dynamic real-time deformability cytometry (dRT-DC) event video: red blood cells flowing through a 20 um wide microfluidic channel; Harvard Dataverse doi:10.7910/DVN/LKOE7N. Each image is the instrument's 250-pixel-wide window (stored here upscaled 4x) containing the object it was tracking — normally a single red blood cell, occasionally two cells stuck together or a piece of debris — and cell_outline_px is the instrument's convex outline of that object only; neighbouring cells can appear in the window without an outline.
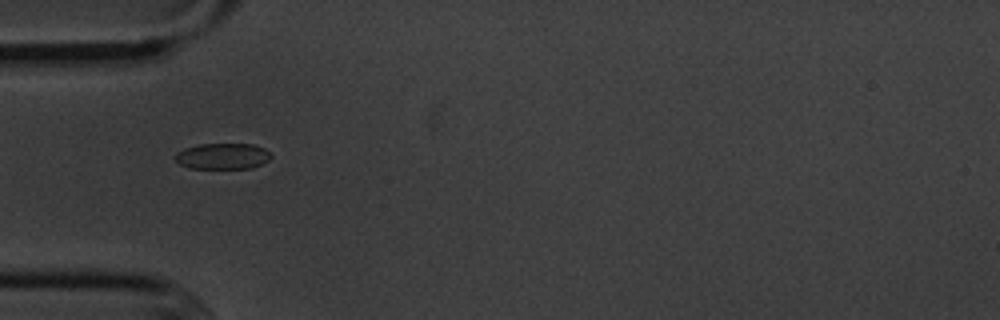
{"species": "common noctule bat (a hibernating species)", "species_latin": "Nyctalus noctula", "temperature_condition": "cold", "stored_images_in_passage": 10, "camera_frame_rate_fps": 3000, "um_per_image_px": 0.085, "animal": {"sex": "male", "body_mass_g": 20.1, "forearm_length_mm": 53.5}, "frame": {"image": 1, "passage_image": 4, "time_ms": 3.333, "image_size_px": [1000, 320], "cell_outline_px": [[272, 156], [268, 160], [252, 168], [188, 168], [180, 164], [172, 156], [176, 152], [184, 148], [200, 144], [252, 144], [264, 148]], "centroid_in_image_um": [18.88, 13.27], "position_along_channel_um": 66.1, "area_um2": 14.51}}
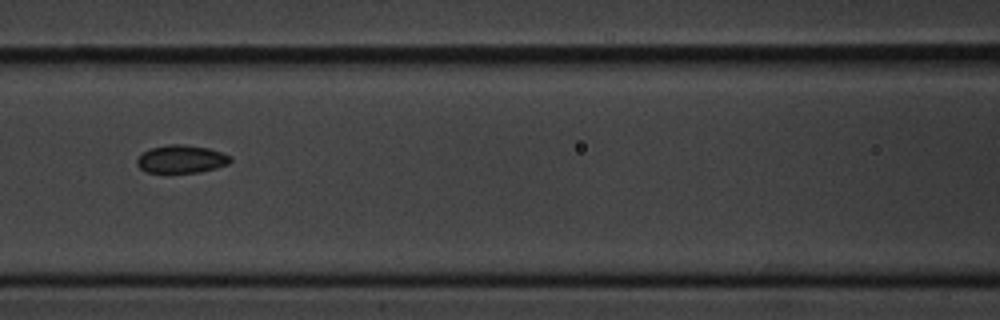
{"frame": {"image": 2, "passage_image": 6, "time_ms": 5.667, "image_size_px": [1000, 320], "cell_outline_px": [[232, 160], [228, 164], [216, 168], [200, 172], [148, 172], [140, 168], [136, 164], [136, 160], [144, 152], [152, 148], [168, 144], [184, 144], [208, 148], [232, 156]], "centroid_in_image_um": [15.44, 13.52], "position_along_channel_um": 151.2, "area_um2": 15.09}}
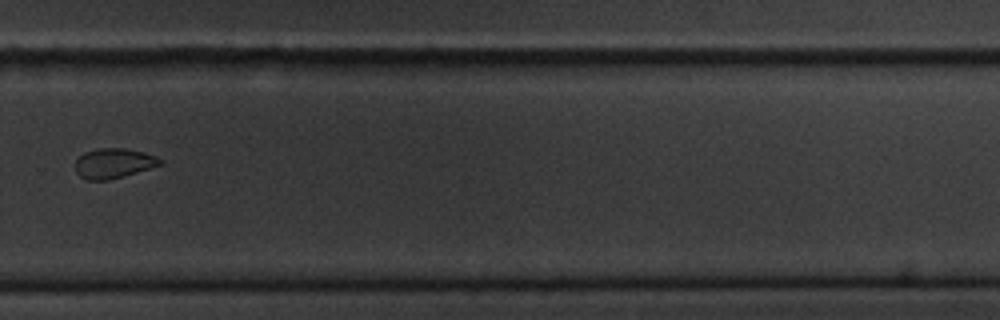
{"frame": {"image": 3, "passage_image": 10, "time_ms": 10.333, "image_size_px": [1000, 320], "cell_outline_px": [[160, 164], [136, 172], [108, 180], [88, 180], [80, 176], [76, 172], [76, 160], [84, 152], [96, 148], [124, 148], [144, 152], [156, 156], [160, 160]], "centroid_in_image_um": [9.61, 13.86], "position_along_channel_um": 320.2, "area_um2": 14.51}}